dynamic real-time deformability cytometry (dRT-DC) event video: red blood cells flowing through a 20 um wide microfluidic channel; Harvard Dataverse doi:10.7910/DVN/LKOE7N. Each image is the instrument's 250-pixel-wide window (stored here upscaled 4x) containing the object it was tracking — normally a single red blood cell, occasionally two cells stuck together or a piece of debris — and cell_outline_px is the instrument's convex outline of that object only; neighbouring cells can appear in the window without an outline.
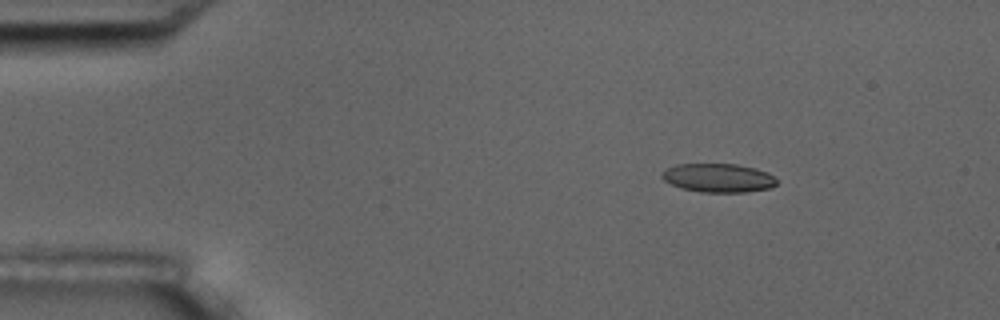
{"species": "common noctule bat (a hibernating species)", "species_latin": "Nyctalus noctula", "temperature_condition": "room temperature", "stored_images_in_passage": 9, "camera_frame_rate_fps": 3000, "um_per_image_px": 0.085, "animal": {"sex": "male", "body_mass_g": 17.5, "forearm_length_mm": 52.3}, "frame": {"image": 1, "passage_image": 3, "time_ms": 2.333, "image_size_px": [1000, 320], "cell_outline_px": [[776, 184], [772, 188], [744, 192], [700, 192], [680, 188], [664, 180], [660, 176], [668, 168], [676, 164], [736, 164], [756, 168], [768, 172], [776, 180]], "centroid_in_image_um": [61.07, 15.12], "position_along_channel_um": 23.9, "area_um2": 19.19}}
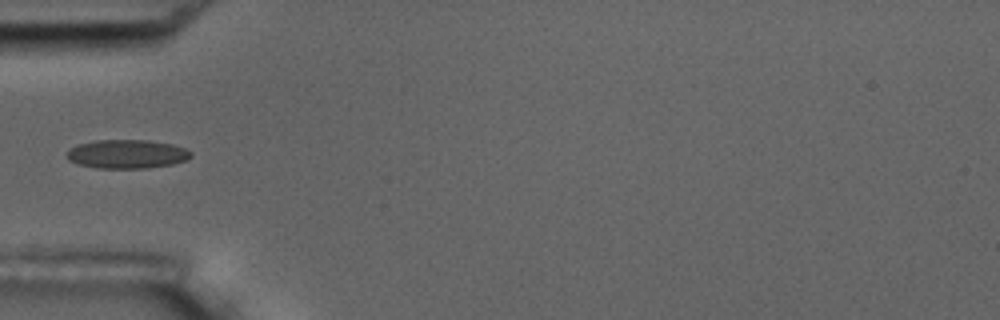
{"frame": {"image": 2, "passage_image": 6, "time_ms": 5.667, "image_size_px": [1000, 320], "cell_outline_px": [[192, 156], [184, 160], [172, 164], [148, 168], [96, 168], [80, 164], [68, 160], [68, 148], [76, 144], [96, 140], [148, 140], [172, 144], [184, 148], [192, 152]], "centroid_in_image_um": [10.77, 13.09], "position_along_channel_um": 74.2, "area_um2": 20.81}}
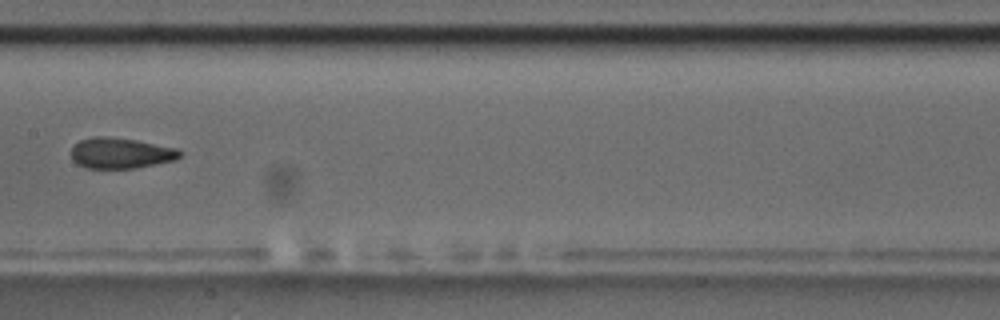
{"frame": {"image": 3, "passage_image": 9, "time_ms": 9.0, "image_size_px": [1000, 320], "cell_outline_px": [[184, 152], [176, 160], [136, 168], [88, 168], [76, 164], [72, 160], [72, 148], [80, 140], [92, 136], [108, 136], [136, 140], [176, 148]], "centroid_in_image_um": [10.27, 13.01], "position_along_channel_um": 197.1, "area_um2": 19.54}}